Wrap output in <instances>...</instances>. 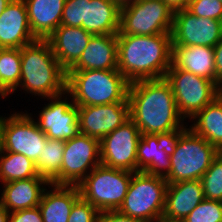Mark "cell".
Here are the masks:
<instances>
[{
    "label": "cell",
    "instance_id": "cell-1",
    "mask_svg": "<svg viewBox=\"0 0 222 222\" xmlns=\"http://www.w3.org/2000/svg\"><path fill=\"white\" fill-rule=\"evenodd\" d=\"M128 101L130 119L141 134L155 135L185 126L171 86L165 78L130 83Z\"/></svg>",
    "mask_w": 222,
    "mask_h": 222
},
{
    "label": "cell",
    "instance_id": "cell-2",
    "mask_svg": "<svg viewBox=\"0 0 222 222\" xmlns=\"http://www.w3.org/2000/svg\"><path fill=\"white\" fill-rule=\"evenodd\" d=\"M117 70L129 83L165 77L171 66V34L117 35Z\"/></svg>",
    "mask_w": 222,
    "mask_h": 222
},
{
    "label": "cell",
    "instance_id": "cell-3",
    "mask_svg": "<svg viewBox=\"0 0 222 222\" xmlns=\"http://www.w3.org/2000/svg\"><path fill=\"white\" fill-rule=\"evenodd\" d=\"M66 80L67 71L59 64L47 39H37L21 48V90L47 99L65 92Z\"/></svg>",
    "mask_w": 222,
    "mask_h": 222
},
{
    "label": "cell",
    "instance_id": "cell-4",
    "mask_svg": "<svg viewBox=\"0 0 222 222\" xmlns=\"http://www.w3.org/2000/svg\"><path fill=\"white\" fill-rule=\"evenodd\" d=\"M129 82L118 70L67 71L66 91L77 106L128 100Z\"/></svg>",
    "mask_w": 222,
    "mask_h": 222
},
{
    "label": "cell",
    "instance_id": "cell-5",
    "mask_svg": "<svg viewBox=\"0 0 222 222\" xmlns=\"http://www.w3.org/2000/svg\"><path fill=\"white\" fill-rule=\"evenodd\" d=\"M132 172L96 166L79 184L81 197L99 212L120 208L127 194Z\"/></svg>",
    "mask_w": 222,
    "mask_h": 222
},
{
    "label": "cell",
    "instance_id": "cell-6",
    "mask_svg": "<svg viewBox=\"0 0 222 222\" xmlns=\"http://www.w3.org/2000/svg\"><path fill=\"white\" fill-rule=\"evenodd\" d=\"M220 151L188 128L170 156L171 169L165 178L168 184L200 180Z\"/></svg>",
    "mask_w": 222,
    "mask_h": 222
},
{
    "label": "cell",
    "instance_id": "cell-7",
    "mask_svg": "<svg viewBox=\"0 0 222 222\" xmlns=\"http://www.w3.org/2000/svg\"><path fill=\"white\" fill-rule=\"evenodd\" d=\"M174 12L163 0H135L121 5L117 35L171 34Z\"/></svg>",
    "mask_w": 222,
    "mask_h": 222
},
{
    "label": "cell",
    "instance_id": "cell-8",
    "mask_svg": "<svg viewBox=\"0 0 222 222\" xmlns=\"http://www.w3.org/2000/svg\"><path fill=\"white\" fill-rule=\"evenodd\" d=\"M167 186L163 177L132 172L127 194L118 211L145 222L153 220L164 213Z\"/></svg>",
    "mask_w": 222,
    "mask_h": 222
},
{
    "label": "cell",
    "instance_id": "cell-9",
    "mask_svg": "<svg viewBox=\"0 0 222 222\" xmlns=\"http://www.w3.org/2000/svg\"><path fill=\"white\" fill-rule=\"evenodd\" d=\"M164 78L171 86L179 114L185 121L191 120L219 95V87L213 81L172 64Z\"/></svg>",
    "mask_w": 222,
    "mask_h": 222
},
{
    "label": "cell",
    "instance_id": "cell-10",
    "mask_svg": "<svg viewBox=\"0 0 222 222\" xmlns=\"http://www.w3.org/2000/svg\"><path fill=\"white\" fill-rule=\"evenodd\" d=\"M25 112L4 116L1 151L22 154L35 163L48 138L33 120L32 113Z\"/></svg>",
    "mask_w": 222,
    "mask_h": 222
},
{
    "label": "cell",
    "instance_id": "cell-11",
    "mask_svg": "<svg viewBox=\"0 0 222 222\" xmlns=\"http://www.w3.org/2000/svg\"><path fill=\"white\" fill-rule=\"evenodd\" d=\"M187 127L155 135L141 134L137 145V172L166 178L171 169L170 156Z\"/></svg>",
    "mask_w": 222,
    "mask_h": 222
},
{
    "label": "cell",
    "instance_id": "cell-12",
    "mask_svg": "<svg viewBox=\"0 0 222 222\" xmlns=\"http://www.w3.org/2000/svg\"><path fill=\"white\" fill-rule=\"evenodd\" d=\"M100 164V141L79 132L65 141L61 185H78Z\"/></svg>",
    "mask_w": 222,
    "mask_h": 222
},
{
    "label": "cell",
    "instance_id": "cell-13",
    "mask_svg": "<svg viewBox=\"0 0 222 222\" xmlns=\"http://www.w3.org/2000/svg\"><path fill=\"white\" fill-rule=\"evenodd\" d=\"M71 101H68L70 100ZM49 103L44 104L38 111L36 120L40 130L48 139L67 141L79 133L78 107L72 96L67 92L47 98Z\"/></svg>",
    "mask_w": 222,
    "mask_h": 222
},
{
    "label": "cell",
    "instance_id": "cell-14",
    "mask_svg": "<svg viewBox=\"0 0 222 222\" xmlns=\"http://www.w3.org/2000/svg\"><path fill=\"white\" fill-rule=\"evenodd\" d=\"M140 138L139 128L129 119L100 140L101 164L137 172V145Z\"/></svg>",
    "mask_w": 222,
    "mask_h": 222
},
{
    "label": "cell",
    "instance_id": "cell-15",
    "mask_svg": "<svg viewBox=\"0 0 222 222\" xmlns=\"http://www.w3.org/2000/svg\"><path fill=\"white\" fill-rule=\"evenodd\" d=\"M222 38V21L193 15L187 9L174 12L172 45L214 47Z\"/></svg>",
    "mask_w": 222,
    "mask_h": 222
},
{
    "label": "cell",
    "instance_id": "cell-16",
    "mask_svg": "<svg viewBox=\"0 0 222 222\" xmlns=\"http://www.w3.org/2000/svg\"><path fill=\"white\" fill-rule=\"evenodd\" d=\"M77 107L79 132L99 141L130 119L128 100L105 105Z\"/></svg>",
    "mask_w": 222,
    "mask_h": 222
},
{
    "label": "cell",
    "instance_id": "cell-17",
    "mask_svg": "<svg viewBox=\"0 0 222 222\" xmlns=\"http://www.w3.org/2000/svg\"><path fill=\"white\" fill-rule=\"evenodd\" d=\"M35 40L24 0H12L0 16V49H21Z\"/></svg>",
    "mask_w": 222,
    "mask_h": 222
},
{
    "label": "cell",
    "instance_id": "cell-18",
    "mask_svg": "<svg viewBox=\"0 0 222 222\" xmlns=\"http://www.w3.org/2000/svg\"><path fill=\"white\" fill-rule=\"evenodd\" d=\"M50 184L45 177L4 183L0 203L9 213L38 207L46 187Z\"/></svg>",
    "mask_w": 222,
    "mask_h": 222
},
{
    "label": "cell",
    "instance_id": "cell-19",
    "mask_svg": "<svg viewBox=\"0 0 222 222\" xmlns=\"http://www.w3.org/2000/svg\"><path fill=\"white\" fill-rule=\"evenodd\" d=\"M92 36L82 27L60 25L47 40L59 64L68 71L79 60Z\"/></svg>",
    "mask_w": 222,
    "mask_h": 222
},
{
    "label": "cell",
    "instance_id": "cell-20",
    "mask_svg": "<svg viewBox=\"0 0 222 222\" xmlns=\"http://www.w3.org/2000/svg\"><path fill=\"white\" fill-rule=\"evenodd\" d=\"M117 34L93 35L79 60L68 71L117 70Z\"/></svg>",
    "mask_w": 222,
    "mask_h": 222
},
{
    "label": "cell",
    "instance_id": "cell-21",
    "mask_svg": "<svg viewBox=\"0 0 222 222\" xmlns=\"http://www.w3.org/2000/svg\"><path fill=\"white\" fill-rule=\"evenodd\" d=\"M204 199L201 180L168 184L163 214L182 222Z\"/></svg>",
    "mask_w": 222,
    "mask_h": 222
},
{
    "label": "cell",
    "instance_id": "cell-22",
    "mask_svg": "<svg viewBox=\"0 0 222 222\" xmlns=\"http://www.w3.org/2000/svg\"><path fill=\"white\" fill-rule=\"evenodd\" d=\"M171 64L216 84L214 49L209 46L172 45Z\"/></svg>",
    "mask_w": 222,
    "mask_h": 222
},
{
    "label": "cell",
    "instance_id": "cell-23",
    "mask_svg": "<svg viewBox=\"0 0 222 222\" xmlns=\"http://www.w3.org/2000/svg\"><path fill=\"white\" fill-rule=\"evenodd\" d=\"M48 189H45L38 205L43 221L68 222L74 203L81 197L78 185L51 183Z\"/></svg>",
    "mask_w": 222,
    "mask_h": 222
},
{
    "label": "cell",
    "instance_id": "cell-24",
    "mask_svg": "<svg viewBox=\"0 0 222 222\" xmlns=\"http://www.w3.org/2000/svg\"><path fill=\"white\" fill-rule=\"evenodd\" d=\"M121 5L115 0H85L82 28L93 35L117 34Z\"/></svg>",
    "mask_w": 222,
    "mask_h": 222
},
{
    "label": "cell",
    "instance_id": "cell-25",
    "mask_svg": "<svg viewBox=\"0 0 222 222\" xmlns=\"http://www.w3.org/2000/svg\"><path fill=\"white\" fill-rule=\"evenodd\" d=\"M28 22L37 39H47L60 25L65 0H24Z\"/></svg>",
    "mask_w": 222,
    "mask_h": 222
},
{
    "label": "cell",
    "instance_id": "cell-26",
    "mask_svg": "<svg viewBox=\"0 0 222 222\" xmlns=\"http://www.w3.org/2000/svg\"><path fill=\"white\" fill-rule=\"evenodd\" d=\"M191 122L194 123L189 128L196 135L222 150V98L219 95L191 118Z\"/></svg>",
    "mask_w": 222,
    "mask_h": 222
},
{
    "label": "cell",
    "instance_id": "cell-27",
    "mask_svg": "<svg viewBox=\"0 0 222 222\" xmlns=\"http://www.w3.org/2000/svg\"><path fill=\"white\" fill-rule=\"evenodd\" d=\"M33 177L43 176L38 174L31 159L19 153L0 151L1 184Z\"/></svg>",
    "mask_w": 222,
    "mask_h": 222
},
{
    "label": "cell",
    "instance_id": "cell-28",
    "mask_svg": "<svg viewBox=\"0 0 222 222\" xmlns=\"http://www.w3.org/2000/svg\"><path fill=\"white\" fill-rule=\"evenodd\" d=\"M64 147L65 141L63 140L47 139L41 155L35 162L38 174L55 185H61V164Z\"/></svg>",
    "mask_w": 222,
    "mask_h": 222
},
{
    "label": "cell",
    "instance_id": "cell-29",
    "mask_svg": "<svg viewBox=\"0 0 222 222\" xmlns=\"http://www.w3.org/2000/svg\"><path fill=\"white\" fill-rule=\"evenodd\" d=\"M1 97L18 89L21 75V49H0Z\"/></svg>",
    "mask_w": 222,
    "mask_h": 222
},
{
    "label": "cell",
    "instance_id": "cell-30",
    "mask_svg": "<svg viewBox=\"0 0 222 222\" xmlns=\"http://www.w3.org/2000/svg\"><path fill=\"white\" fill-rule=\"evenodd\" d=\"M204 198L222 201V154L213 160L209 169L201 177Z\"/></svg>",
    "mask_w": 222,
    "mask_h": 222
},
{
    "label": "cell",
    "instance_id": "cell-31",
    "mask_svg": "<svg viewBox=\"0 0 222 222\" xmlns=\"http://www.w3.org/2000/svg\"><path fill=\"white\" fill-rule=\"evenodd\" d=\"M182 222H222V201L204 199Z\"/></svg>",
    "mask_w": 222,
    "mask_h": 222
},
{
    "label": "cell",
    "instance_id": "cell-32",
    "mask_svg": "<svg viewBox=\"0 0 222 222\" xmlns=\"http://www.w3.org/2000/svg\"><path fill=\"white\" fill-rule=\"evenodd\" d=\"M187 10L198 17L222 21V2L219 0H190Z\"/></svg>",
    "mask_w": 222,
    "mask_h": 222
},
{
    "label": "cell",
    "instance_id": "cell-33",
    "mask_svg": "<svg viewBox=\"0 0 222 222\" xmlns=\"http://www.w3.org/2000/svg\"><path fill=\"white\" fill-rule=\"evenodd\" d=\"M85 23V0H65L61 25L82 27Z\"/></svg>",
    "mask_w": 222,
    "mask_h": 222
},
{
    "label": "cell",
    "instance_id": "cell-34",
    "mask_svg": "<svg viewBox=\"0 0 222 222\" xmlns=\"http://www.w3.org/2000/svg\"><path fill=\"white\" fill-rule=\"evenodd\" d=\"M99 211L80 197L73 205L68 222H98Z\"/></svg>",
    "mask_w": 222,
    "mask_h": 222
},
{
    "label": "cell",
    "instance_id": "cell-35",
    "mask_svg": "<svg viewBox=\"0 0 222 222\" xmlns=\"http://www.w3.org/2000/svg\"><path fill=\"white\" fill-rule=\"evenodd\" d=\"M9 222H44L39 207L9 213Z\"/></svg>",
    "mask_w": 222,
    "mask_h": 222
},
{
    "label": "cell",
    "instance_id": "cell-36",
    "mask_svg": "<svg viewBox=\"0 0 222 222\" xmlns=\"http://www.w3.org/2000/svg\"><path fill=\"white\" fill-rule=\"evenodd\" d=\"M98 222H145L141 219L132 218L130 216L115 211H103L99 212Z\"/></svg>",
    "mask_w": 222,
    "mask_h": 222
},
{
    "label": "cell",
    "instance_id": "cell-37",
    "mask_svg": "<svg viewBox=\"0 0 222 222\" xmlns=\"http://www.w3.org/2000/svg\"><path fill=\"white\" fill-rule=\"evenodd\" d=\"M214 60H215V72H216V85L220 87L222 84V38L213 47Z\"/></svg>",
    "mask_w": 222,
    "mask_h": 222
},
{
    "label": "cell",
    "instance_id": "cell-38",
    "mask_svg": "<svg viewBox=\"0 0 222 222\" xmlns=\"http://www.w3.org/2000/svg\"><path fill=\"white\" fill-rule=\"evenodd\" d=\"M173 12L188 8L190 0H163Z\"/></svg>",
    "mask_w": 222,
    "mask_h": 222
},
{
    "label": "cell",
    "instance_id": "cell-39",
    "mask_svg": "<svg viewBox=\"0 0 222 222\" xmlns=\"http://www.w3.org/2000/svg\"><path fill=\"white\" fill-rule=\"evenodd\" d=\"M149 222H181V221L167 217L164 214H162V215L156 216L153 220Z\"/></svg>",
    "mask_w": 222,
    "mask_h": 222
},
{
    "label": "cell",
    "instance_id": "cell-40",
    "mask_svg": "<svg viewBox=\"0 0 222 222\" xmlns=\"http://www.w3.org/2000/svg\"><path fill=\"white\" fill-rule=\"evenodd\" d=\"M0 222H9V212L0 203Z\"/></svg>",
    "mask_w": 222,
    "mask_h": 222
},
{
    "label": "cell",
    "instance_id": "cell-41",
    "mask_svg": "<svg viewBox=\"0 0 222 222\" xmlns=\"http://www.w3.org/2000/svg\"><path fill=\"white\" fill-rule=\"evenodd\" d=\"M12 0H0V16Z\"/></svg>",
    "mask_w": 222,
    "mask_h": 222
},
{
    "label": "cell",
    "instance_id": "cell-42",
    "mask_svg": "<svg viewBox=\"0 0 222 222\" xmlns=\"http://www.w3.org/2000/svg\"><path fill=\"white\" fill-rule=\"evenodd\" d=\"M1 116V115H0ZM4 117H0V151H1V137H2V126H3Z\"/></svg>",
    "mask_w": 222,
    "mask_h": 222
},
{
    "label": "cell",
    "instance_id": "cell-43",
    "mask_svg": "<svg viewBox=\"0 0 222 222\" xmlns=\"http://www.w3.org/2000/svg\"><path fill=\"white\" fill-rule=\"evenodd\" d=\"M115 1L118 2L120 5H123V4H126L128 2L135 1V0H115Z\"/></svg>",
    "mask_w": 222,
    "mask_h": 222
},
{
    "label": "cell",
    "instance_id": "cell-44",
    "mask_svg": "<svg viewBox=\"0 0 222 222\" xmlns=\"http://www.w3.org/2000/svg\"><path fill=\"white\" fill-rule=\"evenodd\" d=\"M219 96L222 98V84L219 87Z\"/></svg>",
    "mask_w": 222,
    "mask_h": 222
},
{
    "label": "cell",
    "instance_id": "cell-45",
    "mask_svg": "<svg viewBox=\"0 0 222 222\" xmlns=\"http://www.w3.org/2000/svg\"><path fill=\"white\" fill-rule=\"evenodd\" d=\"M0 97H1V74H0Z\"/></svg>",
    "mask_w": 222,
    "mask_h": 222
}]
</instances>
